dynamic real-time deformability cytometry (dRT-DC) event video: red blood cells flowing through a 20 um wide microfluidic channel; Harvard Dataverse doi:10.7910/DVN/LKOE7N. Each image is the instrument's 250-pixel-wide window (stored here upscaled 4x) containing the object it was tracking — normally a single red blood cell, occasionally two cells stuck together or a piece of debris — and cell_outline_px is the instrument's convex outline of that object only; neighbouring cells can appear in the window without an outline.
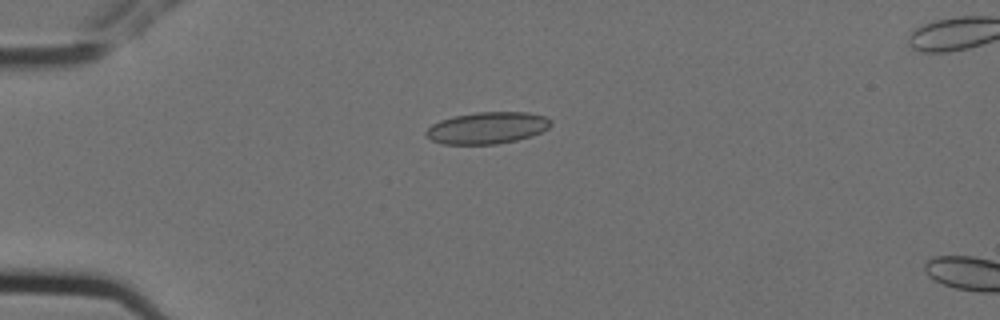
{"species": "Egyptian fruit bat (a non-hibernating species)", "species_latin": "Rousettus aegyptiacus", "temperature_condition": "cold", "stored_images_in_passage": 2, "camera_frame_rate_fps": 3000, "um_per_image_px": 0.085, "animal": {"sex": "female"}, "frame": {"image": 1, "passage_image": 1, "time_ms": 0.0, "image_size_px": [1000, 320], "cell_outline_px": [[552, 124], [548, 128], [532, 136], [516, 140], [496, 144], [440, 144], [424, 136], [424, 132], [432, 124], [440, 120], [456, 116], [476, 112], [528, 112], [544, 116], [552, 120]], "centroid_in_image_um": [41.4, 10.87], "position_along_channel_um": 43.6, "area_um2": 23.18}}